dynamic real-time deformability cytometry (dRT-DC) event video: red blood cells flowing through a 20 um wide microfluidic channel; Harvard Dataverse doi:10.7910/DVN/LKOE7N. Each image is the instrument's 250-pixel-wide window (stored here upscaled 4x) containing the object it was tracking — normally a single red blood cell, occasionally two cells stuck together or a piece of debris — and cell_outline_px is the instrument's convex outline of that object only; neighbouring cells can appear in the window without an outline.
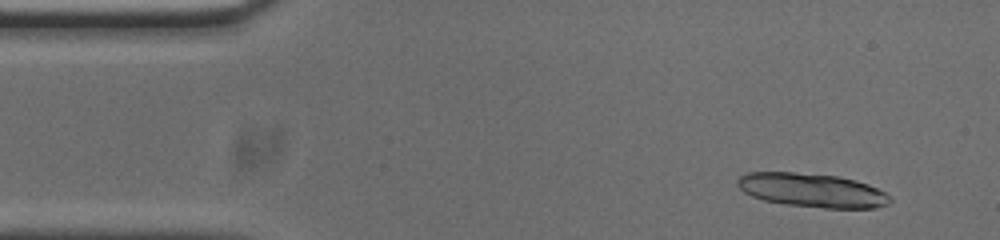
{"species": "common noctule bat (a hibernating species)", "species_latin": "Nyctalus noctula", "temperature_condition": "cold", "stored_images_in_passage": 51, "segment_of_instrument_passage": [1, 2], "camera_frame_rate_fps": 3000, "um_per_image_px": 0.085, "animal": {"sex": "male", "body_mass_g": 20.0, "forearm_length_mm": 53.3}, "frame": {"image": 1, "passage_image": 4, "time_ms": 1.0, "image_size_px": [1000, 240], "cell_outline_px": [[892, 200], [888, 204], [876, 208], [824, 208], [784, 204], [764, 200], [752, 196], [744, 192], [736, 184], [736, 180], [740, 176], [748, 172], [796, 172], [836, 176], [856, 180], [868, 184], [892, 196]], "centroid_in_image_um": [69.03, 16.17], "position_along_channel_um": 16.0, "area_um2": 30.23}}